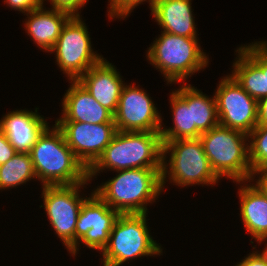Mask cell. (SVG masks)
I'll return each instance as SVG.
<instances>
[{
	"label": "cell",
	"instance_id": "18",
	"mask_svg": "<svg viewBox=\"0 0 267 266\" xmlns=\"http://www.w3.org/2000/svg\"><path fill=\"white\" fill-rule=\"evenodd\" d=\"M191 0H157L150 9L161 32L198 38Z\"/></svg>",
	"mask_w": 267,
	"mask_h": 266
},
{
	"label": "cell",
	"instance_id": "26",
	"mask_svg": "<svg viewBox=\"0 0 267 266\" xmlns=\"http://www.w3.org/2000/svg\"><path fill=\"white\" fill-rule=\"evenodd\" d=\"M52 9L60 10L70 14L71 16H80L78 12L85 4L87 0H49Z\"/></svg>",
	"mask_w": 267,
	"mask_h": 266
},
{
	"label": "cell",
	"instance_id": "16",
	"mask_svg": "<svg viewBox=\"0 0 267 266\" xmlns=\"http://www.w3.org/2000/svg\"><path fill=\"white\" fill-rule=\"evenodd\" d=\"M21 109L13 110L0 120V130L7 136L10 144L20 153H29L42 132L49 126L44 116Z\"/></svg>",
	"mask_w": 267,
	"mask_h": 266
},
{
	"label": "cell",
	"instance_id": "5",
	"mask_svg": "<svg viewBox=\"0 0 267 266\" xmlns=\"http://www.w3.org/2000/svg\"><path fill=\"white\" fill-rule=\"evenodd\" d=\"M198 40L162 32L148 48L147 59L159 69L167 84L184 83L209 64V57L201 50Z\"/></svg>",
	"mask_w": 267,
	"mask_h": 266
},
{
	"label": "cell",
	"instance_id": "2",
	"mask_svg": "<svg viewBox=\"0 0 267 266\" xmlns=\"http://www.w3.org/2000/svg\"><path fill=\"white\" fill-rule=\"evenodd\" d=\"M162 168L119 170L116 176L98 186L95 192L119 214L149 212L148 204L156 202L162 193Z\"/></svg>",
	"mask_w": 267,
	"mask_h": 266
},
{
	"label": "cell",
	"instance_id": "8",
	"mask_svg": "<svg viewBox=\"0 0 267 266\" xmlns=\"http://www.w3.org/2000/svg\"><path fill=\"white\" fill-rule=\"evenodd\" d=\"M80 16H72L64 25L54 47L56 62L68 80H78L104 58L92 49L88 28Z\"/></svg>",
	"mask_w": 267,
	"mask_h": 266
},
{
	"label": "cell",
	"instance_id": "20",
	"mask_svg": "<svg viewBox=\"0 0 267 266\" xmlns=\"http://www.w3.org/2000/svg\"><path fill=\"white\" fill-rule=\"evenodd\" d=\"M238 188L240 216L246 231L258 243L267 241V197L255 183Z\"/></svg>",
	"mask_w": 267,
	"mask_h": 266
},
{
	"label": "cell",
	"instance_id": "24",
	"mask_svg": "<svg viewBox=\"0 0 267 266\" xmlns=\"http://www.w3.org/2000/svg\"><path fill=\"white\" fill-rule=\"evenodd\" d=\"M249 162L252 172L267 168V126H256L248 134Z\"/></svg>",
	"mask_w": 267,
	"mask_h": 266
},
{
	"label": "cell",
	"instance_id": "23",
	"mask_svg": "<svg viewBox=\"0 0 267 266\" xmlns=\"http://www.w3.org/2000/svg\"><path fill=\"white\" fill-rule=\"evenodd\" d=\"M35 178L37 179L30 153L18 152L0 165V190L16 188Z\"/></svg>",
	"mask_w": 267,
	"mask_h": 266
},
{
	"label": "cell",
	"instance_id": "19",
	"mask_svg": "<svg viewBox=\"0 0 267 266\" xmlns=\"http://www.w3.org/2000/svg\"><path fill=\"white\" fill-rule=\"evenodd\" d=\"M43 7L24 14L28 18L25 20L24 29L31 40L43 49V52L44 50L49 52L56 44L64 25L72 16L60 10L52 8L46 10Z\"/></svg>",
	"mask_w": 267,
	"mask_h": 266
},
{
	"label": "cell",
	"instance_id": "21",
	"mask_svg": "<svg viewBox=\"0 0 267 266\" xmlns=\"http://www.w3.org/2000/svg\"><path fill=\"white\" fill-rule=\"evenodd\" d=\"M191 107L192 126L202 134L219 124L215 95L210 97L191 84L184 83L175 90Z\"/></svg>",
	"mask_w": 267,
	"mask_h": 266
},
{
	"label": "cell",
	"instance_id": "28",
	"mask_svg": "<svg viewBox=\"0 0 267 266\" xmlns=\"http://www.w3.org/2000/svg\"><path fill=\"white\" fill-rule=\"evenodd\" d=\"M18 152L10 144L7 136L0 130V165L10 160Z\"/></svg>",
	"mask_w": 267,
	"mask_h": 266
},
{
	"label": "cell",
	"instance_id": "1",
	"mask_svg": "<svg viewBox=\"0 0 267 266\" xmlns=\"http://www.w3.org/2000/svg\"><path fill=\"white\" fill-rule=\"evenodd\" d=\"M29 153L35 175L43 186L75 185L88 179V170L69 148L56 124L42 132Z\"/></svg>",
	"mask_w": 267,
	"mask_h": 266
},
{
	"label": "cell",
	"instance_id": "13",
	"mask_svg": "<svg viewBox=\"0 0 267 266\" xmlns=\"http://www.w3.org/2000/svg\"><path fill=\"white\" fill-rule=\"evenodd\" d=\"M76 158L88 170L102 155L117 132L115 123L90 124L55 121Z\"/></svg>",
	"mask_w": 267,
	"mask_h": 266
},
{
	"label": "cell",
	"instance_id": "15",
	"mask_svg": "<svg viewBox=\"0 0 267 266\" xmlns=\"http://www.w3.org/2000/svg\"><path fill=\"white\" fill-rule=\"evenodd\" d=\"M121 77L116 67L104 58L88 69L78 81L101 106L114 115L125 85Z\"/></svg>",
	"mask_w": 267,
	"mask_h": 266
},
{
	"label": "cell",
	"instance_id": "33",
	"mask_svg": "<svg viewBox=\"0 0 267 266\" xmlns=\"http://www.w3.org/2000/svg\"><path fill=\"white\" fill-rule=\"evenodd\" d=\"M265 248L263 249V252L267 255V244H265Z\"/></svg>",
	"mask_w": 267,
	"mask_h": 266
},
{
	"label": "cell",
	"instance_id": "27",
	"mask_svg": "<svg viewBox=\"0 0 267 266\" xmlns=\"http://www.w3.org/2000/svg\"><path fill=\"white\" fill-rule=\"evenodd\" d=\"M46 0H4V3L15 11H20L21 13H28L33 9H37L43 6Z\"/></svg>",
	"mask_w": 267,
	"mask_h": 266
},
{
	"label": "cell",
	"instance_id": "6",
	"mask_svg": "<svg viewBox=\"0 0 267 266\" xmlns=\"http://www.w3.org/2000/svg\"><path fill=\"white\" fill-rule=\"evenodd\" d=\"M167 154L169 160H166ZM166 177L179 187L212 186L221 180L213 171L200 138L162 142V189L168 181Z\"/></svg>",
	"mask_w": 267,
	"mask_h": 266
},
{
	"label": "cell",
	"instance_id": "29",
	"mask_svg": "<svg viewBox=\"0 0 267 266\" xmlns=\"http://www.w3.org/2000/svg\"><path fill=\"white\" fill-rule=\"evenodd\" d=\"M235 266H267V255L263 251L261 253L253 250Z\"/></svg>",
	"mask_w": 267,
	"mask_h": 266
},
{
	"label": "cell",
	"instance_id": "11",
	"mask_svg": "<svg viewBox=\"0 0 267 266\" xmlns=\"http://www.w3.org/2000/svg\"><path fill=\"white\" fill-rule=\"evenodd\" d=\"M120 214L105 203L95 192H91L82 204L75 228V246L69 254L76 256L79 243L86 248L102 250L109 241L113 225Z\"/></svg>",
	"mask_w": 267,
	"mask_h": 266
},
{
	"label": "cell",
	"instance_id": "25",
	"mask_svg": "<svg viewBox=\"0 0 267 266\" xmlns=\"http://www.w3.org/2000/svg\"><path fill=\"white\" fill-rule=\"evenodd\" d=\"M109 1V7L107 10L109 19L113 18H120L124 19L125 17L129 16V14L142 2H149L150 8L153 7L154 3L157 0H108Z\"/></svg>",
	"mask_w": 267,
	"mask_h": 266
},
{
	"label": "cell",
	"instance_id": "32",
	"mask_svg": "<svg viewBox=\"0 0 267 266\" xmlns=\"http://www.w3.org/2000/svg\"><path fill=\"white\" fill-rule=\"evenodd\" d=\"M263 71H267V41H263Z\"/></svg>",
	"mask_w": 267,
	"mask_h": 266
},
{
	"label": "cell",
	"instance_id": "31",
	"mask_svg": "<svg viewBox=\"0 0 267 266\" xmlns=\"http://www.w3.org/2000/svg\"><path fill=\"white\" fill-rule=\"evenodd\" d=\"M257 126H267V96L258 101Z\"/></svg>",
	"mask_w": 267,
	"mask_h": 266
},
{
	"label": "cell",
	"instance_id": "17",
	"mask_svg": "<svg viewBox=\"0 0 267 266\" xmlns=\"http://www.w3.org/2000/svg\"><path fill=\"white\" fill-rule=\"evenodd\" d=\"M62 100V116L56 121L90 124L114 123V115L101 106L78 80H71Z\"/></svg>",
	"mask_w": 267,
	"mask_h": 266
},
{
	"label": "cell",
	"instance_id": "30",
	"mask_svg": "<svg viewBox=\"0 0 267 266\" xmlns=\"http://www.w3.org/2000/svg\"><path fill=\"white\" fill-rule=\"evenodd\" d=\"M258 177V179H255V177ZM256 181V186L261 190V192L267 197V168H262L257 171H254L252 173L250 181L252 182L253 180Z\"/></svg>",
	"mask_w": 267,
	"mask_h": 266
},
{
	"label": "cell",
	"instance_id": "7",
	"mask_svg": "<svg viewBox=\"0 0 267 266\" xmlns=\"http://www.w3.org/2000/svg\"><path fill=\"white\" fill-rule=\"evenodd\" d=\"M147 215L120 214L102 250L103 266H120L144 256L162 255L161 246L153 240L147 226Z\"/></svg>",
	"mask_w": 267,
	"mask_h": 266
},
{
	"label": "cell",
	"instance_id": "10",
	"mask_svg": "<svg viewBox=\"0 0 267 266\" xmlns=\"http://www.w3.org/2000/svg\"><path fill=\"white\" fill-rule=\"evenodd\" d=\"M214 95L220 125L247 135L257 126L258 102L231 75L222 77Z\"/></svg>",
	"mask_w": 267,
	"mask_h": 266
},
{
	"label": "cell",
	"instance_id": "22",
	"mask_svg": "<svg viewBox=\"0 0 267 266\" xmlns=\"http://www.w3.org/2000/svg\"><path fill=\"white\" fill-rule=\"evenodd\" d=\"M169 102L174 127L162 126L160 131L162 142L199 138L201 133L196 126H192L191 107H188V103L176 91L171 92Z\"/></svg>",
	"mask_w": 267,
	"mask_h": 266
},
{
	"label": "cell",
	"instance_id": "3",
	"mask_svg": "<svg viewBox=\"0 0 267 266\" xmlns=\"http://www.w3.org/2000/svg\"><path fill=\"white\" fill-rule=\"evenodd\" d=\"M162 168L160 132L117 131L102 155L88 169V180L103 170Z\"/></svg>",
	"mask_w": 267,
	"mask_h": 266
},
{
	"label": "cell",
	"instance_id": "9",
	"mask_svg": "<svg viewBox=\"0 0 267 266\" xmlns=\"http://www.w3.org/2000/svg\"><path fill=\"white\" fill-rule=\"evenodd\" d=\"M88 179L75 185L43 186V207L47 218L64 246L70 251L75 246V228L82 204L87 197L80 196Z\"/></svg>",
	"mask_w": 267,
	"mask_h": 266
},
{
	"label": "cell",
	"instance_id": "14",
	"mask_svg": "<svg viewBox=\"0 0 267 266\" xmlns=\"http://www.w3.org/2000/svg\"><path fill=\"white\" fill-rule=\"evenodd\" d=\"M231 76L257 102L267 96V71H263V41L237 50Z\"/></svg>",
	"mask_w": 267,
	"mask_h": 266
},
{
	"label": "cell",
	"instance_id": "12",
	"mask_svg": "<svg viewBox=\"0 0 267 266\" xmlns=\"http://www.w3.org/2000/svg\"><path fill=\"white\" fill-rule=\"evenodd\" d=\"M149 94L134 84L124 85L114 123L117 131L160 132L162 116Z\"/></svg>",
	"mask_w": 267,
	"mask_h": 266
},
{
	"label": "cell",
	"instance_id": "4",
	"mask_svg": "<svg viewBox=\"0 0 267 266\" xmlns=\"http://www.w3.org/2000/svg\"><path fill=\"white\" fill-rule=\"evenodd\" d=\"M203 150L215 174L233 183H250L248 135L223 125H216L200 135Z\"/></svg>",
	"mask_w": 267,
	"mask_h": 266
}]
</instances>
